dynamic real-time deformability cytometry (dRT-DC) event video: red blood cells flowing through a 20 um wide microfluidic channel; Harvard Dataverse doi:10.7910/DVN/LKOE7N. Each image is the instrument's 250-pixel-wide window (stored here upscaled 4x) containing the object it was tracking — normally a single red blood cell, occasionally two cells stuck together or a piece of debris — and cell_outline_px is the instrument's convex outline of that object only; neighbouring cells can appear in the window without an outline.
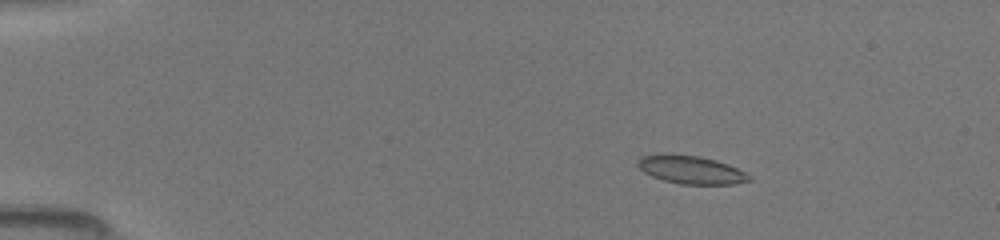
{"species": "common noctule bat (a hibernating species)", "species_latin": "Nyctalus noctula", "temperature_condition": "room temperature", "stored_images_in_passage": 50, "camera_frame_rate_fps": 3000, "um_per_image_px": 0.085, "animal": {"sex": "female", "body_mass_g": 19.5, "forearm_length_mm": 54.1}, "frame": {"image": 1, "passage_image": 9, "time_ms": 2.667, "image_size_px": [1000, 240], "cell_outline_px": [[752, 180], [732, 184], [680, 184], [664, 180], [652, 176], [644, 172], [636, 164], [636, 160], [640, 156], [656, 152], [664, 152], [700, 156], [716, 160], [728, 164], [752, 176]], "centroid_in_image_um": [58.66, 14.39], "position_along_channel_um": 26.3, "area_um2": 18.67}}
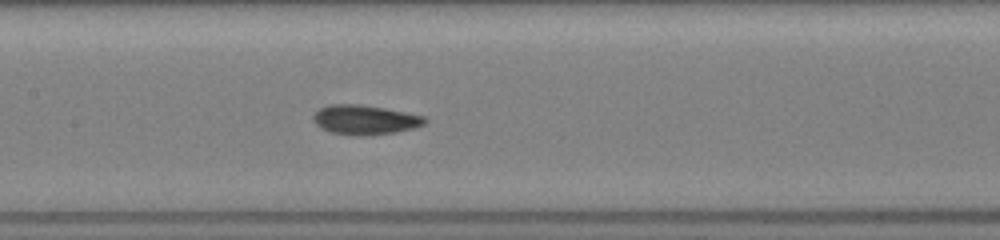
{"frame": {"image": 2, "passage_image": 26, "time_ms": 8.333, "image_size_px": [1000, 240], "cell_outline_px": [[428, 120], [424, 124], [412, 128], [396, 132], [364, 136], [360, 136], [332, 132], [320, 128], [312, 120], [312, 116], [320, 108], [328, 104], [360, 104], [384, 108], [424, 116]], "centroid_in_image_um": [30.99, 10.18], "position_along_channel_um": 176.4, "area_um2": 19.13}}
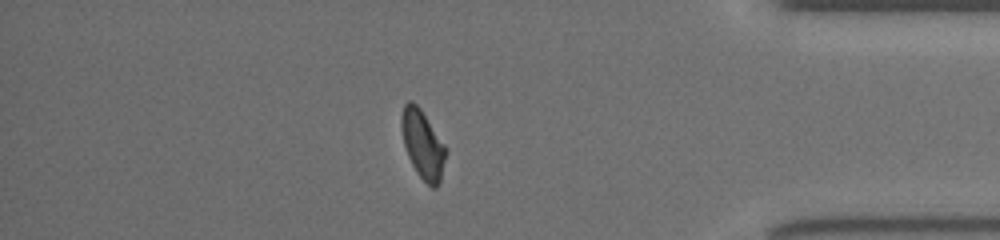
{"frame": {"image": 3, "passage_image": 44, "time_ms": 14.333, "image_size_px": [1000, 240], "cell_outline_px": [[448, 148], [440, 180], [436, 188], [432, 188], [416, 172], [408, 156], [404, 144], [400, 124], [400, 116], [404, 104], [408, 100], [412, 100], [420, 108]], "centroid_in_image_um": [35.93, 12.24], "position_along_channel_um": 399.3, "area_um2": 17.8}}